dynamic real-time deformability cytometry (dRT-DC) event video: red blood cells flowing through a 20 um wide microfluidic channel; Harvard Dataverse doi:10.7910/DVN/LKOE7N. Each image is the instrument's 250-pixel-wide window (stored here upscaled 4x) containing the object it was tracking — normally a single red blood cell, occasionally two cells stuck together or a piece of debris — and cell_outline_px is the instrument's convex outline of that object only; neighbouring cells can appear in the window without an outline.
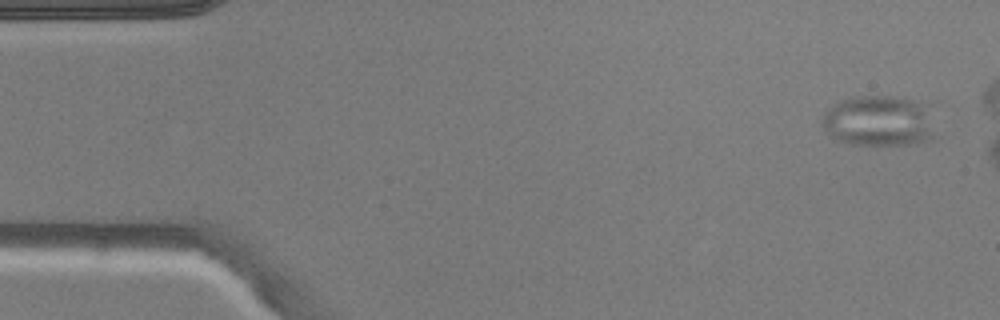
{"species": "common noctule bat (a hibernating species)", "species_latin": "Nyctalus noctula", "temperature_condition": "warm", "stored_images_in_passage": 8, "camera_frame_rate_fps": 3000, "um_per_image_px": 0.085, "animal": {"sex": "male", "body_mass_g": 20.5, "forearm_length_mm": 52.5}, "frame": {"image": 1, "passage_image": 1, "time_ms": 0.0, "image_size_px": [1000, 320], "cell_outline_px": [[936, 140], [916, 144], [852, 144], [836, 140], [824, 132], [820, 120], [824, 112], [832, 104], [840, 100], [852, 96], [900, 96], [912, 100], [920, 104]], "centroid_in_image_um": [74.55, 10.29], "position_along_channel_um": 10.4, "area_um2": 33.18}}